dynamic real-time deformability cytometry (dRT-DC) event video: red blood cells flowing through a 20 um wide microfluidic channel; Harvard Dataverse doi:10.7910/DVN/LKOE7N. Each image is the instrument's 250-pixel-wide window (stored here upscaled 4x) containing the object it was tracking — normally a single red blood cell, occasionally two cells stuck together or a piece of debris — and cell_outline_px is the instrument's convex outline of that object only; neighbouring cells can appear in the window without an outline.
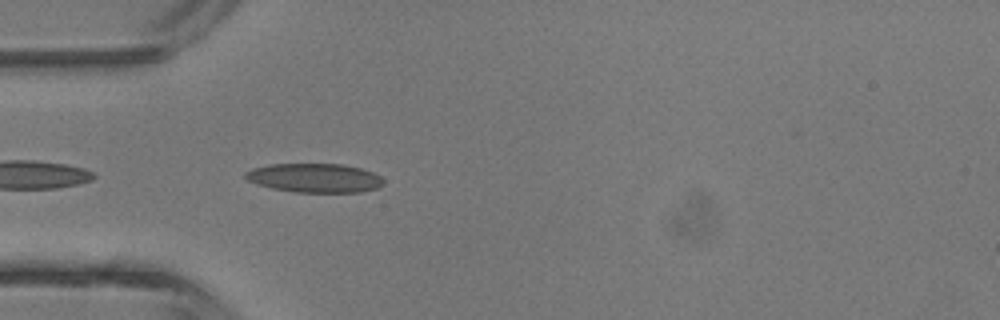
{"species": "common noctule bat (a hibernating species)", "species_latin": "Nyctalus noctula", "temperature_condition": "room temperature", "stored_images_in_passage": 4, "camera_frame_rate_fps": 3000, "um_per_image_px": 0.085, "animal": {"sex": "male", "body_mass_g": 13.3}, "frame": {"image": 1, "passage_image": 4, "time_ms": 3.333, "image_size_px": [1000, 320], "cell_outline_px": [[384, 184], [376, 188], [360, 192], [292, 192], [272, 188], [256, 184], [248, 180], [244, 176], [244, 172], [252, 168], [268, 164], [344, 164], [360, 168], [372, 172], [380, 176], [384, 180]], "centroid_in_image_um": [26.72, 15.12], "position_along_channel_um": 58.3, "area_um2": 23.47}}